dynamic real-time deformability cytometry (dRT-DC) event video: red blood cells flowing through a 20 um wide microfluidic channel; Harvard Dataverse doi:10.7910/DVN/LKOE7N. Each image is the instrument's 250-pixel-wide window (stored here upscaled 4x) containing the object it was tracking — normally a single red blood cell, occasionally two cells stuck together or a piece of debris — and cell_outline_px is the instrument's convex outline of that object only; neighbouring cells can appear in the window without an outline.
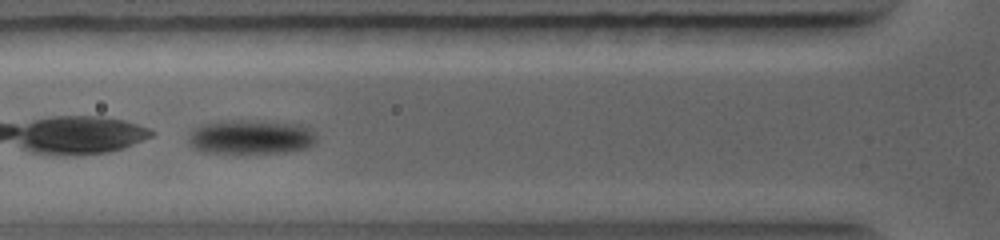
{"species": "common noctule bat (a hibernating species)", "species_latin": "Nyctalus noctula", "temperature_condition": "warm", "stored_images_in_passage": 25, "camera_frame_rate_fps": 5000, "um_per_image_px": 0.085, "animal": {"sex": "female", "body_mass_g": 19.0, "forearm_length_mm": 56.7}, "frame": {"image": 1, "passage_image": 4, "time_ms": 1.0, "image_size_px": [1000, 240], "cell_outline_px": [[316, 140], [312, 144], [304, 148], [284, 152], [240, 156], [236, 156], [200, 152], [192, 148], [188, 140], [192, 128], [200, 124], [212, 120], [264, 120], [300, 124], [308, 128], [316, 136]], "centroid_in_image_um": [21.2, 11.67], "position_along_channel_um": 104.6, "area_um2": 27.11}}